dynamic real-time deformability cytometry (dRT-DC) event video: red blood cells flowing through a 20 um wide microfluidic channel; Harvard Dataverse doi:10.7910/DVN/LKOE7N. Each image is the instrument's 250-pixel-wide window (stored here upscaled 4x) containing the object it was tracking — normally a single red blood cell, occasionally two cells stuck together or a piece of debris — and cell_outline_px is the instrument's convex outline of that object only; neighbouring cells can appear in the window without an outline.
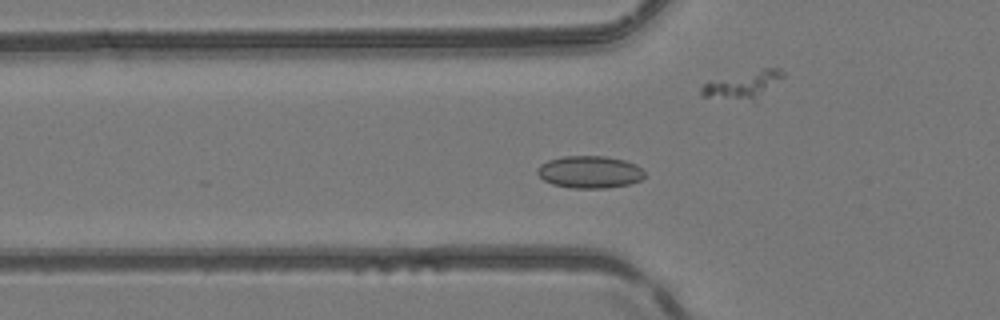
{"species": "common noctule bat (a hibernating species)", "species_latin": "Nyctalus noctula", "temperature_condition": "room temperature", "stored_images_in_passage": 49, "segment_of_instrument_passage": [1, 2], "camera_frame_rate_fps": 3000, "um_per_image_px": 0.085, "animal": {"sex": "female", "body_mass_g": 24.6, "forearm_length_mm": 56.2}, "frame": {"image": 1, "passage_image": 15, "time_ms": 4.667, "image_size_px": [1000, 320], "cell_outline_px": [[644, 176], [640, 180], [628, 184], [604, 188], [572, 188], [552, 184], [544, 180], [536, 172], [536, 168], [540, 164], [548, 160], [560, 156], [604, 156], [624, 160], [636, 164], [644, 172]], "centroid_in_image_um": [50.08, 14.61], "position_along_channel_um": 75.7, "area_um2": 20.17}}